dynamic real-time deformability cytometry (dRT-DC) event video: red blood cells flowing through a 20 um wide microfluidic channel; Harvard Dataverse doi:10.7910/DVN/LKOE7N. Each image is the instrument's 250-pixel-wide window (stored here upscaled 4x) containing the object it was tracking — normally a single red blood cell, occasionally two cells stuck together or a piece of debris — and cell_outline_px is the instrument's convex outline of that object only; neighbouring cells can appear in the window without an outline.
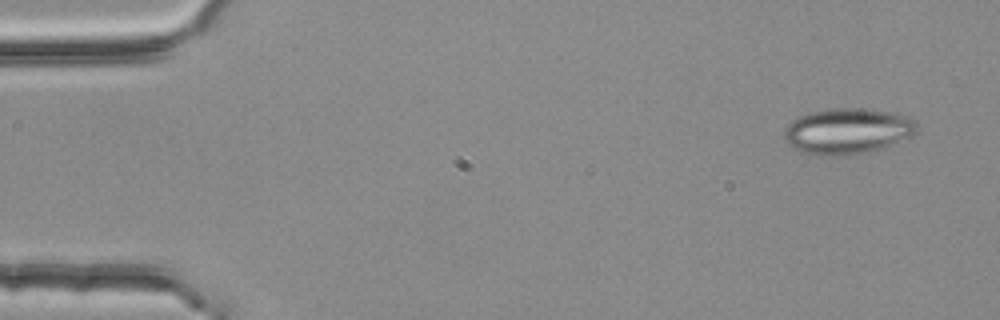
{"species": "common noctule bat (a hibernating species)", "species_latin": "Nyctalus noctula", "temperature_condition": "room temperature", "stored_images_in_passage": 3, "camera_frame_rate_fps": 3000, "um_per_image_px": 0.085, "animal": {"sex": "female", "body_mass_g": 25.1}, "frame": {"image": 1, "passage_image": 1, "time_ms": 0.0, "image_size_px": [1000, 320], "cell_outline_px": [[920, 128], [916, 132], [908, 136], [880, 148], [852, 156], [820, 156], [800, 152], [792, 148], [784, 140], [784, 128], [792, 120], [800, 116], [812, 112], [832, 108], [852, 108], [888, 112], [916, 120]], "centroid_in_image_um": [71.96, 11.17], "position_along_channel_um": 13.0, "area_um2": 35.26}}
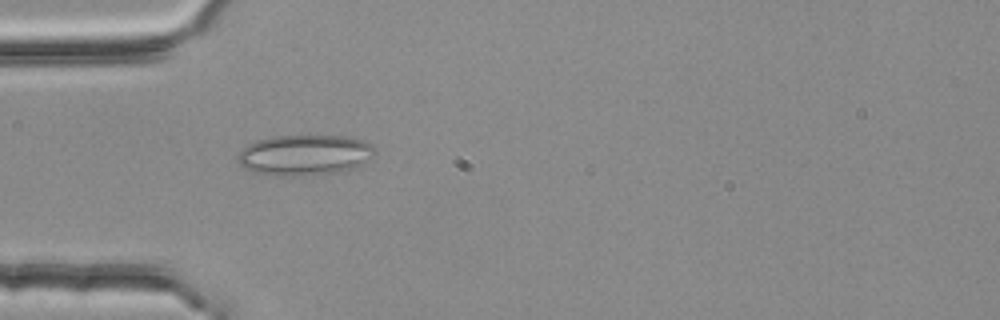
{"frame": {"image": 2, "passage_image": 3, "time_ms": 0.667, "image_size_px": [1000, 320], "cell_outline_px": [[372, 156], [364, 164], [352, 168], [332, 172], [252, 172], [244, 168], [240, 164], [236, 156], [248, 144], [256, 140], [272, 136], [348, 136], [364, 140], [372, 144]], "centroid_in_image_um": [25.91, 13.09], "position_along_channel_um": 59.1, "area_um2": 30.87}}